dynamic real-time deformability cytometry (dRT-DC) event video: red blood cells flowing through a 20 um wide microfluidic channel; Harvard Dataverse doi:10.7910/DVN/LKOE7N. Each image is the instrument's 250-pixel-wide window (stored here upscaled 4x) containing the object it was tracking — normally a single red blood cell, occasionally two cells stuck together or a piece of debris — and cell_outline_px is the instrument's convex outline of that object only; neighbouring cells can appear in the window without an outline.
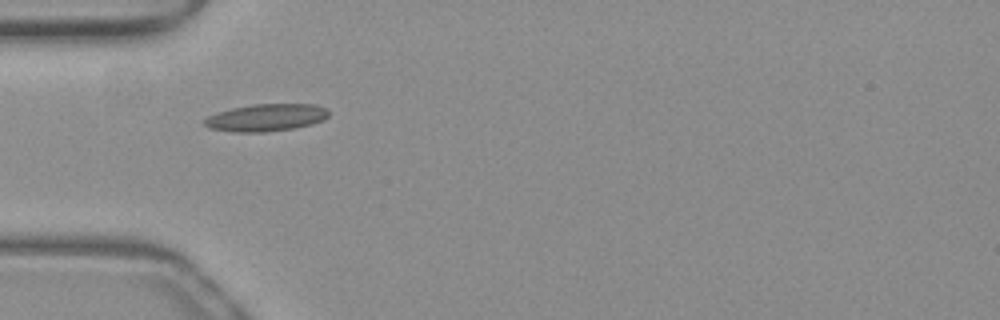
{"species": "common noctule bat (a hibernating species)", "species_latin": "Nyctalus noctula", "temperature_condition": "warm", "stored_images_in_passage": 36, "camera_frame_rate_fps": 3000, "um_per_image_px": 0.085, "animal": {"sex": "female", "body_mass_g": 19.3, "forearm_length_mm": 54.1}, "frame": {"image": 1, "passage_image": 1, "time_ms": 0.0, "image_size_px": [1000, 320], "cell_outline_px": [[328, 116], [324, 120], [312, 124], [296, 128], [264, 132], [232, 132], [208, 128], [204, 124], [204, 120], [208, 116], [216, 112], [232, 108], [252, 104], [316, 104], [328, 108]], "centroid_in_image_um": [22.63, 9.99], "position_along_channel_um": 62.4, "area_um2": 20.0}}
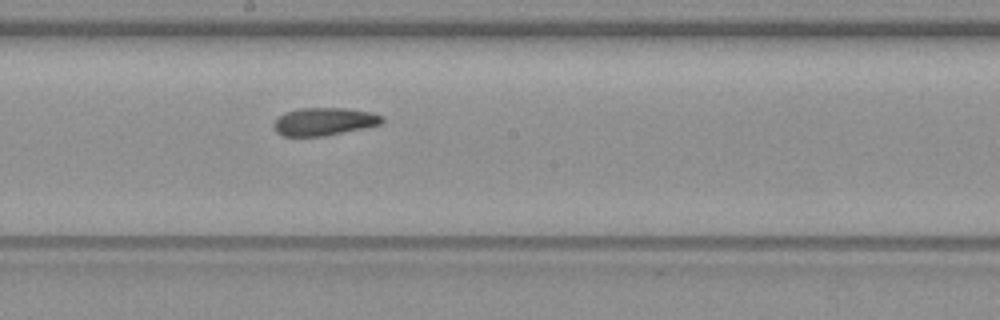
{"frame": {"image": 2, "passage_image": 13, "time_ms": 4.0, "image_size_px": [1000, 320], "cell_outline_px": [[384, 120], [380, 124], [324, 136], [284, 136], [276, 132], [272, 124], [280, 116], [288, 112], [300, 108], [344, 108], [372, 112], [384, 116]], "centroid_in_image_um": [27.55, 10.33], "position_along_channel_um": 220.6, "area_um2": 17.34}}
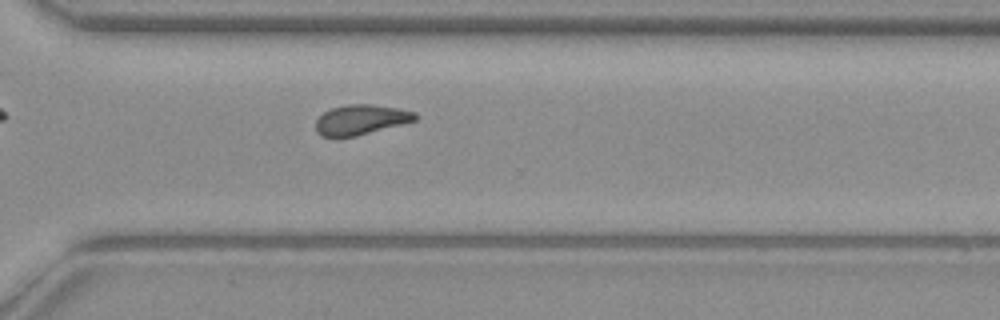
{"frame": {"image": 3, "passage_image": 22, "time_ms": 7.0, "image_size_px": [1000, 320], "cell_outline_px": [[420, 116], [416, 120], [404, 124], [356, 136], [336, 140], [320, 136], [316, 132], [316, 120], [324, 112], [332, 108], [348, 104], [372, 104], [396, 108], [416, 112]], "centroid_in_image_um": [30.65, 10.21], "position_along_channel_um": 339.9, "area_um2": 17.92}, "authors_computed_cell_mechanics": {"area_um2": 17.5712, "velocity_mm_per_s": 3.9821, "shape_relaxation_time_tau1_ms": 7.7675, "shape_relaxation_time_tau2_ms": 6.0579, "deformation_change_tau1": 0.1826, "deformation_change_tau2": 0.1317}}